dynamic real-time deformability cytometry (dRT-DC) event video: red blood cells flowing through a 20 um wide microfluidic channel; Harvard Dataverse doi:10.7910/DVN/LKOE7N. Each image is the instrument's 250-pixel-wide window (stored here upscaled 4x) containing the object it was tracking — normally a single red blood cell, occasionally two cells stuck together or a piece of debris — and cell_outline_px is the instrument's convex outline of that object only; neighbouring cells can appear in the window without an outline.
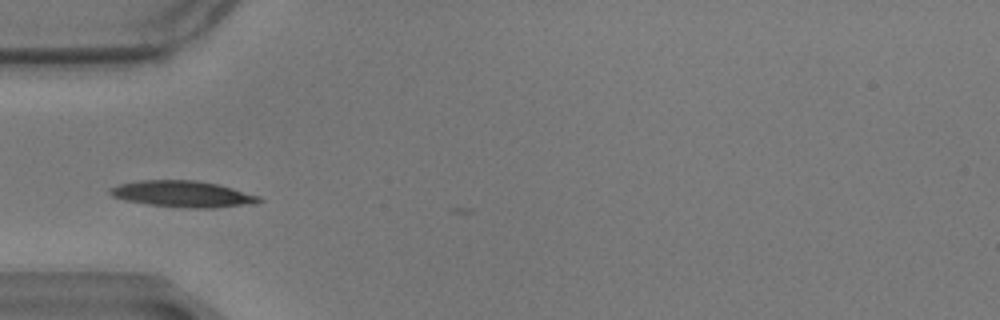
{"species": "common noctule bat (a hibernating species)", "species_latin": "Nyctalus noctula", "temperature_condition": "warm", "stored_images_in_passage": 33, "camera_frame_rate_fps": 3000, "um_per_image_px": 0.085, "animal": {"sex": "male", "body_mass_g": 17.9}, "frame": {"image": 1, "passage_image": 1, "time_ms": 0.0, "image_size_px": [1000, 320], "cell_outline_px": [[264, 200], [256, 204], [212, 208], [188, 208], [148, 204], [124, 200], [112, 196], [108, 192], [112, 188], [120, 184], [140, 180], [196, 180], [216, 184], [232, 188], [260, 196]], "centroid_in_image_um": [15.58, 16.5], "position_along_channel_um": 69.4, "area_um2": 22.83}}
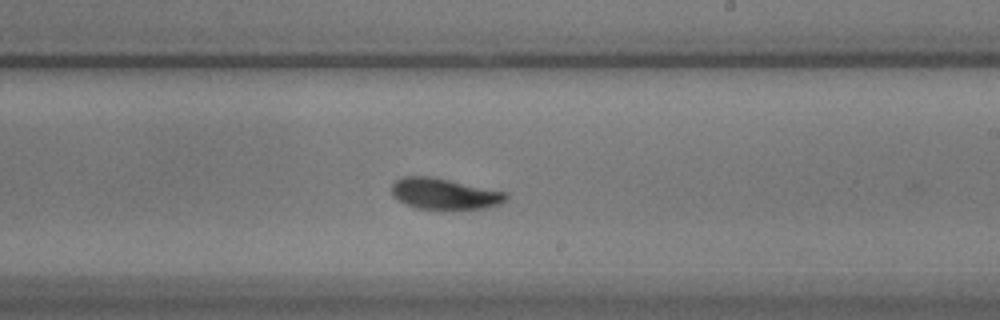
{"frame": {"image": 2, "passage_image": 17, "time_ms": 5.333, "image_size_px": [1000, 320], "cell_outline_px": [[508, 196], [500, 204], [484, 208], [440, 212], [416, 208], [392, 196], [392, 184], [396, 180], [404, 176], [428, 176], [448, 180], [504, 192]], "centroid_in_image_um": [37.74, 16.52], "position_along_channel_um": 251.3, "area_um2": 20.92}}
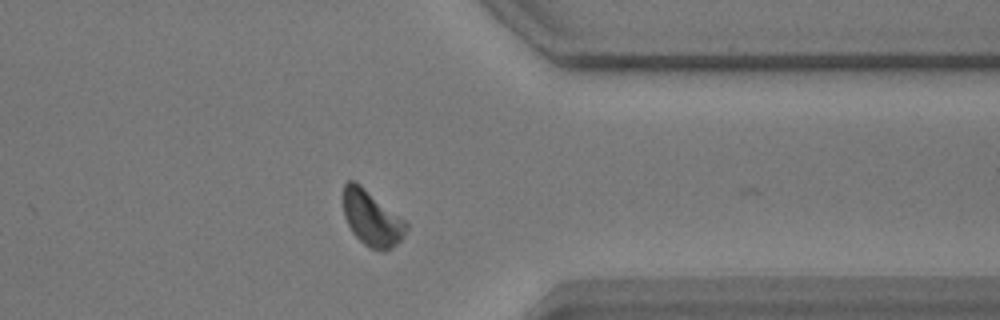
{"frame": {"image": 3, "passage_image": 29, "time_ms": 9.333, "image_size_px": [1000, 320], "cell_outline_px": [[408, 228], [404, 236], [396, 244], [384, 252], [372, 248], [364, 244], [352, 232], [344, 216], [344, 184], [348, 180], [356, 180], [404, 220], [408, 224]], "centroid_in_image_um": [31.6, 18.54], "position_along_channel_um": 379.8, "area_um2": 20.11}, "authors_computed_cell_mechanics": {"area_um2": 20.7502, "velocity_mm_per_s": 3.4044, "shape_relaxation_time_tau1_ms": 2.2139, "shape_relaxation_time_tau2_ms": 1.0797, "deformation_change_tau1": 0.1323, "deformation_change_tau2": 0.0673}}